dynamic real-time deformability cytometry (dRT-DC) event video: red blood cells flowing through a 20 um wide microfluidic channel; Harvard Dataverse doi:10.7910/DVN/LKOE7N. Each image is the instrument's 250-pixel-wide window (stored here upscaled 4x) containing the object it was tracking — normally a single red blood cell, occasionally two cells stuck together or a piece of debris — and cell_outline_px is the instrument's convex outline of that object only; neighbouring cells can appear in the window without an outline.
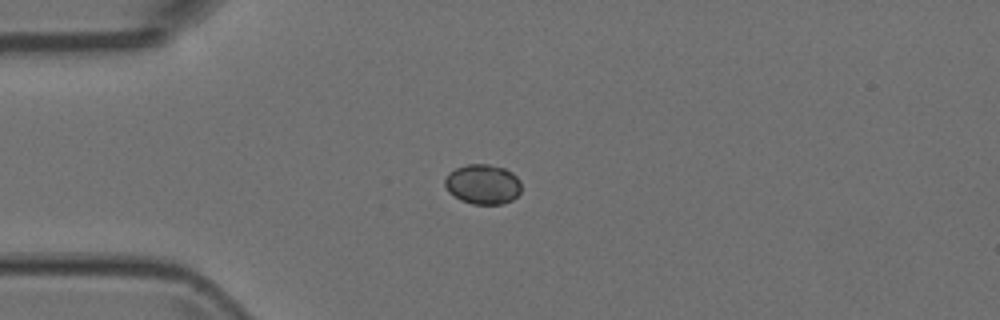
{"species": "Egyptian fruit bat (a non-hibernating species)", "species_latin": "Rousettus aegyptiacus", "temperature_condition": "room temperature", "stored_images_in_passage": 6, "camera_frame_rate_fps": 3000, "um_per_image_px": 0.085, "animal": {"sex": "female"}, "frame": {"image": 1, "passage_image": 4, "time_ms": 1.0, "image_size_px": [1000, 320], "cell_outline_px": [[520, 192], [512, 200], [504, 204], [472, 204], [460, 200], [448, 192], [444, 184], [444, 180], [448, 172], [456, 168], [468, 164], [488, 164], [504, 168], [512, 172], [520, 180]], "centroid_in_image_um": [41.02, 15.66], "position_along_channel_um": 44.0, "area_um2": 17.92}}
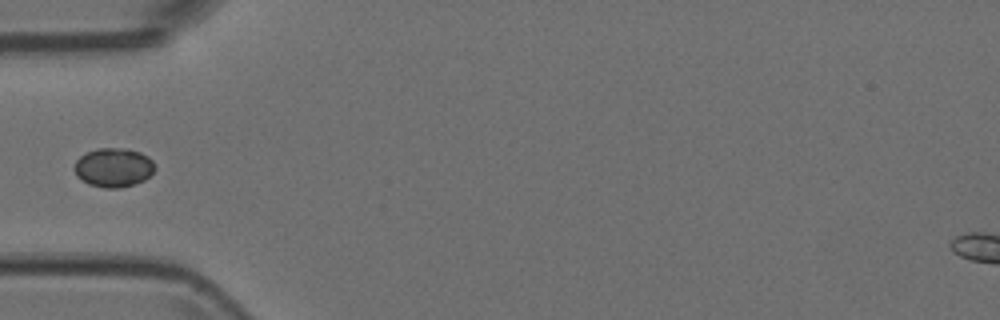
{"frame": {"image": 2, "passage_image": 5, "time_ms": 1.333, "image_size_px": [1000, 320], "cell_outline_px": [[156, 168], [144, 180], [120, 188], [104, 188], [88, 184], [76, 176], [72, 168], [76, 160], [84, 152], [100, 148], [124, 148], [140, 152], [148, 156], [152, 160]], "centroid_in_image_um": [9.61, 14.23], "position_along_channel_um": 75.4, "area_um2": 18.5}}
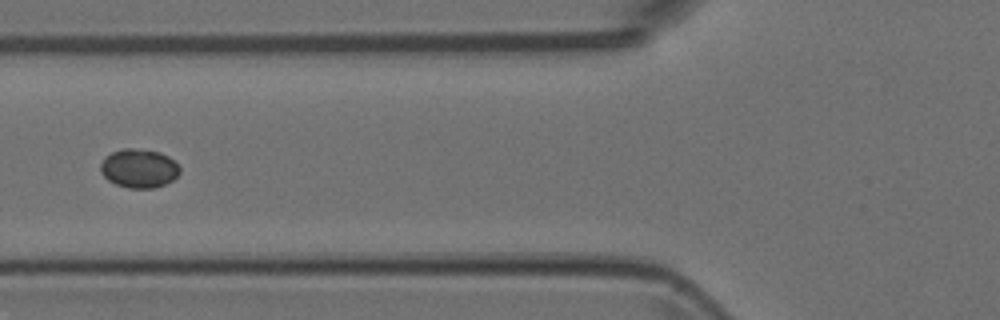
{"frame": {"image": 3, "passage_image": 6, "time_ms": 1.667, "image_size_px": [1000, 320], "cell_outline_px": [[180, 172], [172, 180], [156, 188], [128, 188], [116, 184], [108, 180], [100, 172], [100, 164], [112, 152], [124, 148], [132, 148], [160, 152], [168, 156], [180, 168]], "centroid_in_image_um": [11.81, 14.32], "position_along_channel_um": 114.0, "area_um2": 17.74}}